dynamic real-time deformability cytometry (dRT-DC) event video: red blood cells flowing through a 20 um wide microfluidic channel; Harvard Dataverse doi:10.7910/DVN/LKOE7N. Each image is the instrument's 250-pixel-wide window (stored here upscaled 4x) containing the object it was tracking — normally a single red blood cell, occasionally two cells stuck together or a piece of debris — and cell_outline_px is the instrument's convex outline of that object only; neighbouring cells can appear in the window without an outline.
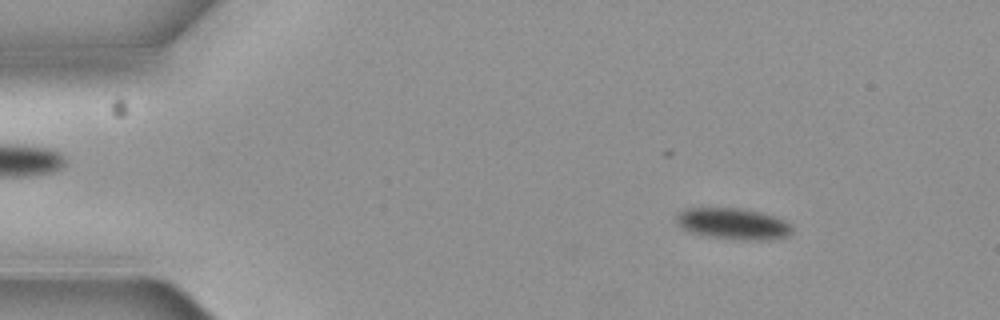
{"species": "common noctule bat (a hibernating species)", "species_latin": "Nyctalus noctula", "temperature_condition": "cold", "stored_images_in_passage": 3, "camera_frame_rate_fps": 3000, "um_per_image_px": 0.085, "animal": {"sex": "female", "body_mass_g": 19.3, "forearm_length_mm": 54.1}, "frame": {"image": 1, "passage_image": 2, "time_ms": 0.333, "image_size_px": [1000, 320], "cell_outline_px": [[792, 232], [784, 236], [764, 240], [740, 240], [708, 236], [688, 232], [680, 224], [676, 216], [680, 212], [688, 208], [740, 208], [760, 212], [784, 220], [792, 228]], "centroid_in_image_um": [62.31, 19.02], "position_along_channel_um": 22.7, "area_um2": 20.69}}